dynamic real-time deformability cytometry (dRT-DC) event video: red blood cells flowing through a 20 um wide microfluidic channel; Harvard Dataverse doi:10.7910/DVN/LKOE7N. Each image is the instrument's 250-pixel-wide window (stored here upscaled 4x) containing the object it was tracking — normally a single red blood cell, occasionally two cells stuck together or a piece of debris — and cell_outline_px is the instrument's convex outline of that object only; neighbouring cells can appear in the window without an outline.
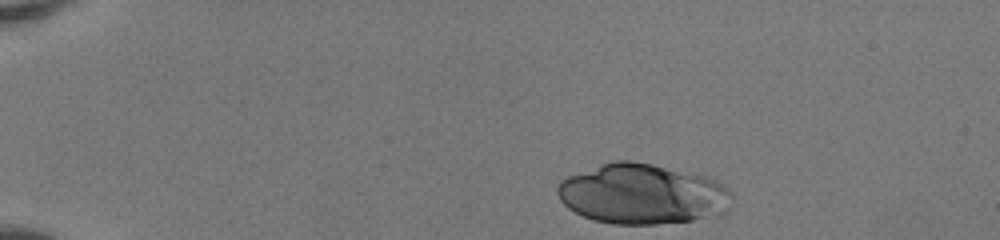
{"species": "human", "species_latin": "Homo sapiens", "temperature_condition": "room temperature", "stored_images_in_passage": 36, "camera_frame_rate_fps": 3000, "um_per_image_px": 0.085, "donor": {"sex": "female"}, "frame": {"image": 1, "passage_image": 1, "time_ms": 0.0, "image_size_px": [1000, 240], "cell_outline_px": [[732, 196], [728, 212], [720, 216], [692, 220], [656, 224], [612, 224], [592, 220], [568, 208], [560, 200], [556, 192], [556, 188], [560, 180], [568, 176], [600, 164], [612, 160], [628, 160], [652, 164], [692, 172], [704, 176], [724, 184], [732, 192]], "centroid_in_image_um": [54.62, 16.5], "position_along_channel_um": 30.4, "area_um2": 61.9}}